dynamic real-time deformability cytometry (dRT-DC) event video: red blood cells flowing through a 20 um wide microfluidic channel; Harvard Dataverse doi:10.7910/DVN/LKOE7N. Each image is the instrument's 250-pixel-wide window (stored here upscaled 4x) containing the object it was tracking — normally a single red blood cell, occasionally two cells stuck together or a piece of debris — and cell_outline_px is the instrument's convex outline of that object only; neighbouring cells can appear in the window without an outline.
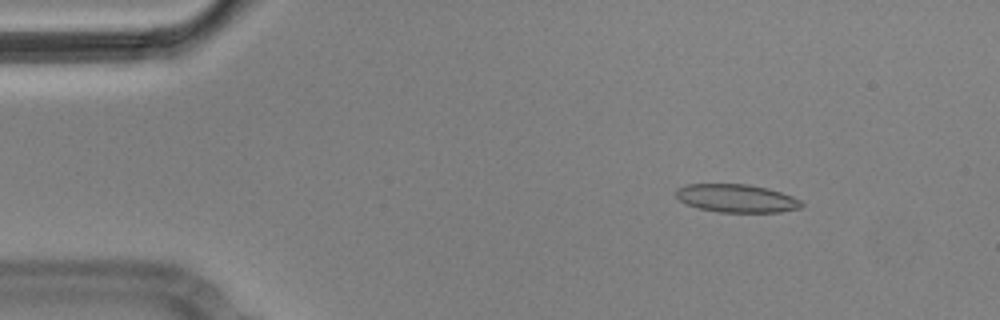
{"species": "Egyptian fruit bat (a non-hibernating species)", "species_latin": "Rousettus aegyptiacus", "temperature_condition": "cold", "stored_images_in_passage": 3, "camera_frame_rate_fps": 3000, "um_per_image_px": 0.085, "animal": {"sex": "male"}, "frame": {"image": 1, "passage_image": 1, "time_ms": 0.0, "image_size_px": [1000, 320], "cell_outline_px": [[804, 204], [800, 208], [780, 212], [716, 212], [696, 208], [684, 204], [676, 196], [676, 188], [684, 184], [748, 184], [768, 188], [792, 196], [800, 200]], "centroid_in_image_um": [62.56, 16.86], "position_along_channel_um": 22.4, "area_um2": 20.81}}